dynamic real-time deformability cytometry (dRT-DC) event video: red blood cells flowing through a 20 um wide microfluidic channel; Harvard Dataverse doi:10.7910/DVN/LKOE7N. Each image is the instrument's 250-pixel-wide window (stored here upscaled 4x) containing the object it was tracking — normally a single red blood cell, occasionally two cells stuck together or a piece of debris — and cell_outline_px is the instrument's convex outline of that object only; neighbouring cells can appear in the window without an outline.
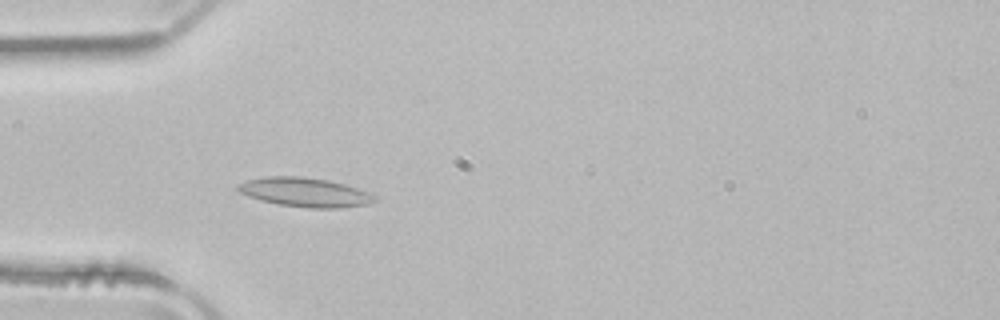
{"species": "common noctule bat (a hibernating species)", "species_latin": "Nyctalus noctula", "temperature_condition": "room temperature", "stored_images_in_passage": 28, "camera_frame_rate_fps": 3000, "um_per_image_px": 0.085, "animal": {"sex": "male", "body_mass_g": 21.5, "forearm_length_mm": 52.0}, "frame": {"image": 1, "passage_image": 16, "time_ms": 5.0, "image_size_px": [1000, 320], "cell_outline_px": [[376, 200], [368, 204], [340, 208], [304, 208], [280, 204], [260, 200], [248, 196], [240, 192], [236, 188], [236, 184], [248, 180], [264, 176], [300, 176], [328, 180], [344, 184], [356, 188], [376, 196]], "centroid_in_image_um": [25.88, 16.34], "position_along_channel_um": 59.1, "area_um2": 23.18}}
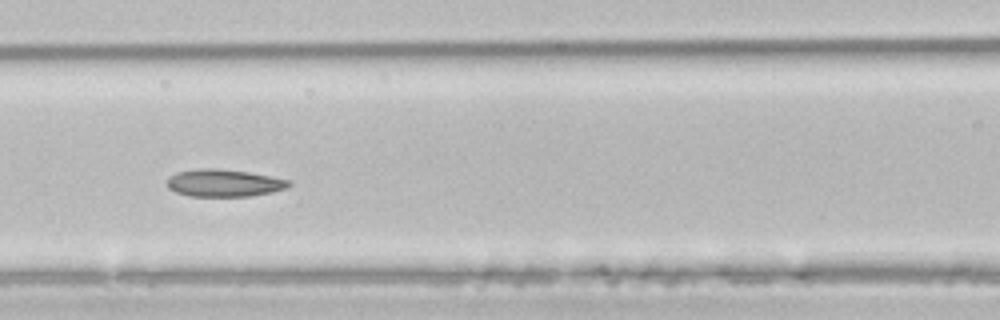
{"frame": {"image": 2, "passage_image": 23, "time_ms": 7.333, "image_size_px": [1000, 320], "cell_outline_px": [[292, 184], [288, 188], [272, 192], [252, 196], [188, 196], [176, 192], [168, 188], [168, 180], [176, 172], [200, 168], [216, 168], [248, 172], [292, 180]], "centroid_in_image_um": [19.09, 15.56], "position_along_channel_um": 147.5, "area_um2": 19.48}}
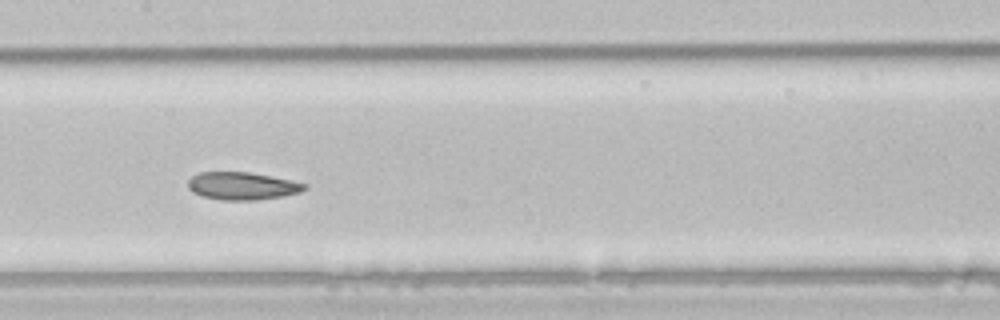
{"frame": {"image": 3, "passage_image": 26, "time_ms": 8.333, "image_size_px": [1000, 320], "cell_outline_px": [[308, 188], [300, 192], [280, 196], [256, 200], [220, 200], [204, 196], [192, 192], [188, 188], [188, 180], [192, 176], [200, 172], [248, 172], [292, 180], [308, 184]], "centroid_in_image_um": [20.59, 15.8], "position_along_channel_um": 186.8, "area_um2": 18.73}}